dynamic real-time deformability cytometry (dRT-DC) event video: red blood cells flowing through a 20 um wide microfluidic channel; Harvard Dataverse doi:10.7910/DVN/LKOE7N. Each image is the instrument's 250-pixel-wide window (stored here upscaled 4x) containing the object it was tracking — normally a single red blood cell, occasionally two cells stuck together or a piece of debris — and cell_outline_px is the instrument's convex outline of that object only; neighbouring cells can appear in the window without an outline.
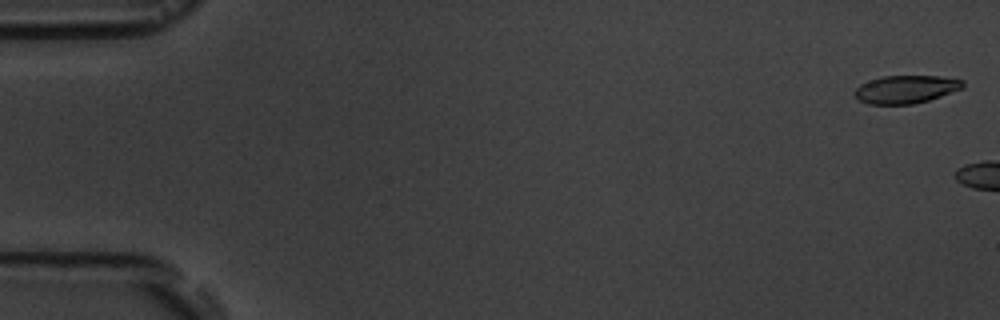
{"species": "common noctule bat (a hibernating species)", "species_latin": "Nyctalus noctula", "temperature_condition": "room temperature", "stored_images_in_passage": 2, "camera_frame_rate_fps": 3000, "um_per_image_px": 0.085, "animal": {"sex": "male", "body_mass_g": 19.5, "forearm_length_mm": 54.6}, "frame": {"image": 1, "passage_image": 1, "time_ms": 0.0, "image_size_px": [1000, 320], "cell_outline_px": [[964, 88], [928, 100], [912, 104], [868, 104], [860, 100], [852, 92], [860, 84], [884, 76], [940, 76], [964, 80]], "centroid_in_image_um": [77.01, 7.59], "position_along_channel_um": 8.0, "area_um2": 17.51}}